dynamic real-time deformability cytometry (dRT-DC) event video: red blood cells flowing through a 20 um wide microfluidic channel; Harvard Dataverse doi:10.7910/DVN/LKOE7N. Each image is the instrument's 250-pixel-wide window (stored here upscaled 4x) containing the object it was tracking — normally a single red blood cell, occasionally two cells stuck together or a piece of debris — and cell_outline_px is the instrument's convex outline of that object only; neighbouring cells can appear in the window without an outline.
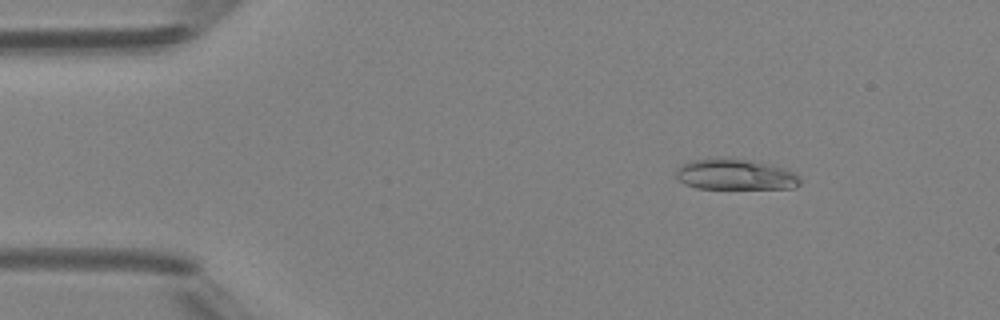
{"species": "Egyptian fruit bat (a non-hibernating species)", "species_latin": "Rousettus aegyptiacus", "temperature_condition": "room temperature", "stored_images_in_passage": 4, "camera_frame_rate_fps": 3000, "um_per_image_px": 0.085, "animal": {"sex": "female"}, "frame": {"image": 1, "passage_image": 2, "time_ms": 1.333, "image_size_px": [1000, 320], "cell_outline_px": [[800, 184], [796, 188], [696, 188], [684, 184], [676, 176], [676, 168], [692, 160], [716, 156], [720, 156], [752, 160], [784, 168], [796, 172], [800, 180]], "centroid_in_image_um": [62.49, 14.81], "position_along_channel_um": 22.5, "area_um2": 22.6}}